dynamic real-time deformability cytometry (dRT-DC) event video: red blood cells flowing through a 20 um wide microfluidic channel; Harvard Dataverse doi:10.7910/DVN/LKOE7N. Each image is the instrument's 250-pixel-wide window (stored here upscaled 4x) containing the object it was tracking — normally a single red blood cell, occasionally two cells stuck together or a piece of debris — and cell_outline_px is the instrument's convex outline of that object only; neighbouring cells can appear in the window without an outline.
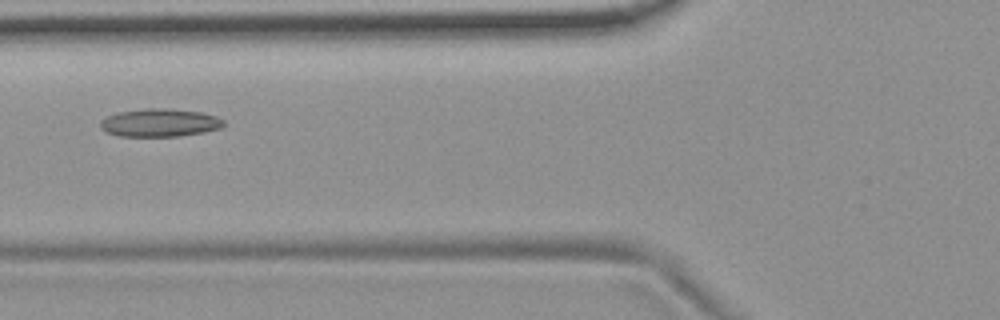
{"species": "common noctule bat (a hibernating species)", "species_latin": "Nyctalus noctula", "temperature_condition": "room temperature", "stored_images_in_passage": 14, "camera_frame_rate_fps": 3000, "um_per_image_px": 0.085, "animal": {"sex": "female", "body_mass_g": 19.9}, "frame": {"image": 1, "passage_image": 5, "time_ms": 5.667, "image_size_px": [1000, 320], "cell_outline_px": [[224, 124], [220, 128], [204, 132], [176, 136], [120, 136], [108, 132], [100, 128], [100, 120], [108, 116], [120, 112], [148, 108], [168, 108], [200, 112], [216, 116], [224, 120]], "centroid_in_image_um": [13.58, 10.43], "position_along_channel_um": 112.2, "area_um2": 19.94}}
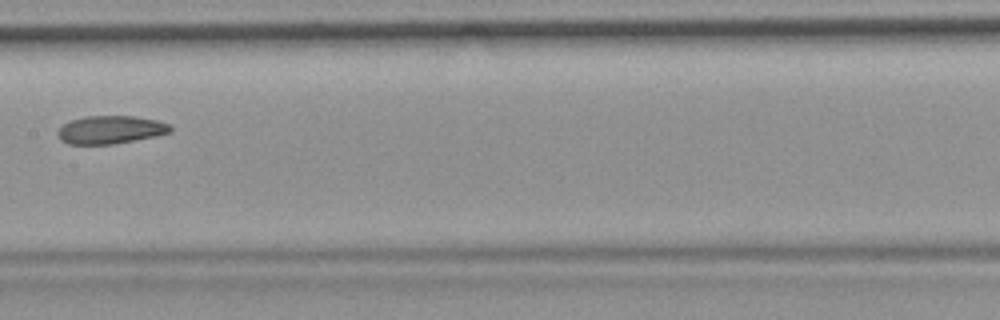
{"frame": {"image": 2, "passage_image": 7, "time_ms": 8.0, "image_size_px": [1000, 320], "cell_outline_px": [[172, 132], [156, 136], [112, 144], [68, 144], [60, 140], [56, 132], [64, 124], [72, 120], [84, 116], [136, 116], [156, 120], [168, 124], [172, 128]], "centroid_in_image_um": [9.39, 11.03], "position_along_channel_um": 198.0, "area_um2": 18.38}, "authors_computed_cell_mechanics": {"area_um2": 19.1029, "velocity_mm_per_s": 3.677, "shape_relaxation_time_tau1_ms": null, "shape_relaxation_time_tau2_ms": 3.0838, "deformation_change_tau1": null, "deformation_change_tau2": 0.0784}}